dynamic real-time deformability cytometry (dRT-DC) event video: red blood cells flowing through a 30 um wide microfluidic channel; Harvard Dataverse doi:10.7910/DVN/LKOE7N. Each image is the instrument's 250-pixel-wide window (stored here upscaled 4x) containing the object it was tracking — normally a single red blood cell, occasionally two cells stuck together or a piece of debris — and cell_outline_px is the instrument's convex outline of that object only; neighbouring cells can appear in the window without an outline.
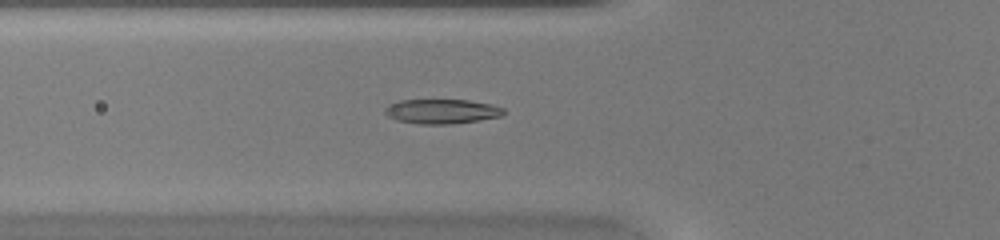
{"species": "common noctule bat (a hibernating species)", "species_latin": "Nyctalus noctula", "temperature_condition": "warm", "stored_images_in_passage": 37, "camera_frame_rate_fps": 3000, "um_per_image_px": 0.085, "animal": {"sex": "female", "body_mass_g": 20.0, "forearm_length_mm": 54.0}, "frame": {"image": 1, "passage_image": 7, "time_ms": 2.0, "image_size_px": [1000, 240], "cell_outline_px": [[504, 112], [500, 116], [480, 120], [452, 124], [420, 124], [396, 120], [388, 116], [384, 112], [384, 108], [388, 104], [400, 100], [468, 100], [492, 104], [504, 108]], "centroid_in_image_um": [37.53, 9.46], "position_along_channel_um": 88.3, "area_um2": 17.05}}
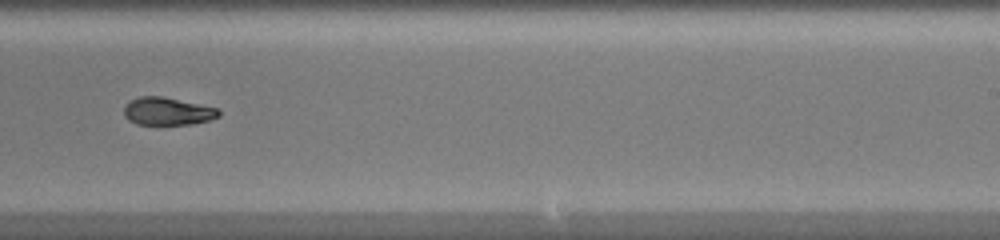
{"frame": {"image": 2, "passage_image": 20, "time_ms": 6.333, "image_size_px": [1000, 240], "cell_outline_px": [[220, 116], [208, 120], [188, 124], [136, 124], [128, 120], [124, 116], [124, 104], [128, 100], [140, 96], [164, 96], [216, 108], [220, 112]], "centroid_in_image_um": [14.17, 9.44], "position_along_channel_um": 274.8, "area_um2": 15.32}}
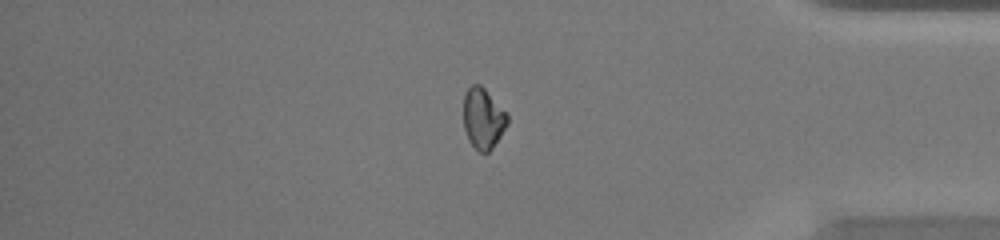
{"frame": {"image": 3, "passage_image": 30, "time_ms": 9.667, "image_size_px": [1000, 240], "cell_outline_px": [[508, 124], [492, 148], [488, 152], [480, 152], [468, 140], [464, 128], [464, 96], [468, 88], [472, 84], [480, 84], [508, 112]], "centroid_in_image_um": [41.08, 10.05], "position_along_channel_um": 394.1, "area_um2": 15.55}, "authors_computed_cell_mechanics": {"area_um2": 16.2418, "velocity_mm_per_s": 4.2972, "shape_relaxation_time_tau1_ms": 9.4828, "shape_relaxation_time_tau2_ms": 1.1413, "deformation_change_tau1": 0.2721, "deformation_change_tau2": 0.0427}}